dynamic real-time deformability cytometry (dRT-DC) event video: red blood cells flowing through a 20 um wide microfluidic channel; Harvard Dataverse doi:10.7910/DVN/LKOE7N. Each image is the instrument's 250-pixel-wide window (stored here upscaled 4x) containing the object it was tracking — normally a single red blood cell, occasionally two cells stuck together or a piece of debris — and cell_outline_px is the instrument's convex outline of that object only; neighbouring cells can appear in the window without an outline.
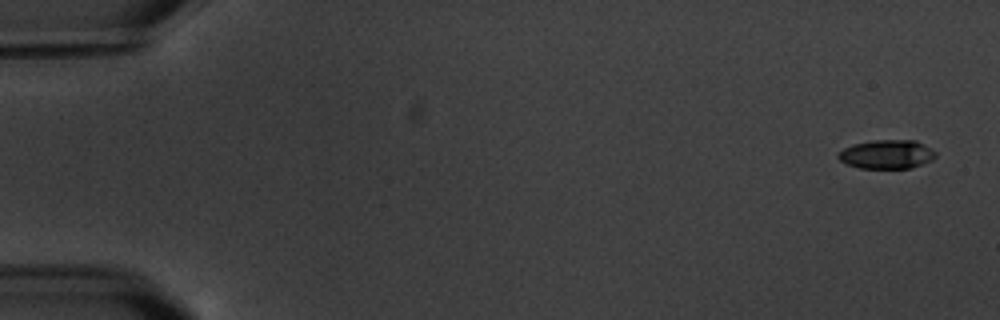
{"species": "common noctule bat (a hibernating species)", "species_latin": "Nyctalus noctula", "temperature_condition": "warm", "stored_images_in_passage": 17, "camera_frame_rate_fps": 3000, "um_per_image_px": 0.085, "animal": {"sex": "male", "body_mass_g": 20.1, "forearm_length_mm": 53.5}, "frame": {"image": 1, "passage_image": 1, "time_ms": 0.0, "image_size_px": [1000, 320], "cell_outline_px": [[936, 156], [932, 160], [912, 168], [860, 168], [848, 164], [840, 160], [836, 156], [844, 148], [852, 144], [872, 140], [916, 140], [936, 152]], "centroid_in_image_um": [75.38, 13.11], "position_along_channel_um": 9.6, "area_um2": 16.36}}
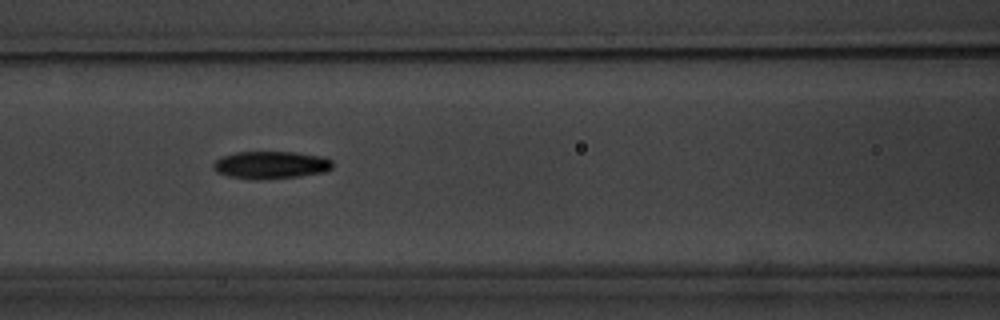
{"frame": {"image": 2, "passage_image": 8, "time_ms": 8.0, "image_size_px": [1000, 320], "cell_outline_px": [[332, 168], [324, 172], [300, 176], [256, 180], [252, 180], [228, 176], [216, 172], [212, 168], [212, 164], [220, 156], [236, 152], [296, 152], [324, 156], [332, 160]], "centroid_in_image_um": [23.0, 14.02], "position_along_channel_um": 143.6, "area_um2": 19.42}}
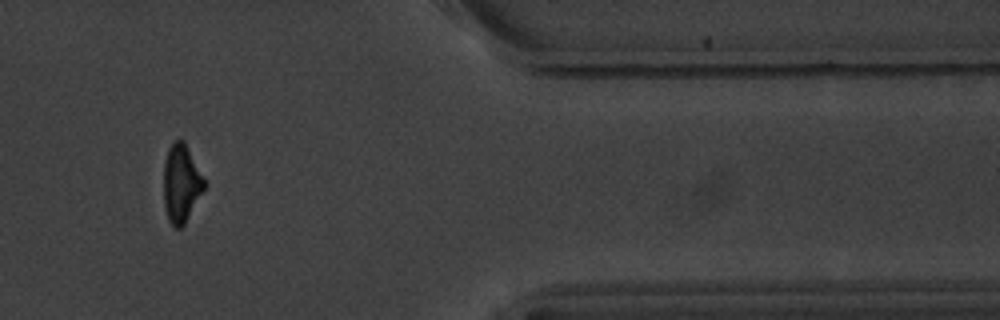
{"frame": {"image": 3, "passage_image": 15, "time_ms": 16.0, "image_size_px": [1000, 320], "cell_outline_px": [[208, 184], [184, 224], [180, 228], [176, 228], [168, 220], [164, 208], [164, 160], [168, 148], [172, 140], [184, 140]], "centroid_in_image_um": [15.42, 15.56], "position_along_channel_um": 396.0, "area_um2": 18.79}, "authors_computed_cell_mechanics": {"area_um2": 18.2648, "velocity_mm_per_s": 3.4754, "shape_relaxation_time_tau1_ms": 2.5452, "shape_relaxation_time_tau2_ms": 8.9505, "deformation_change_tau1": 0.0936, "deformation_change_tau2": 0.1504}}